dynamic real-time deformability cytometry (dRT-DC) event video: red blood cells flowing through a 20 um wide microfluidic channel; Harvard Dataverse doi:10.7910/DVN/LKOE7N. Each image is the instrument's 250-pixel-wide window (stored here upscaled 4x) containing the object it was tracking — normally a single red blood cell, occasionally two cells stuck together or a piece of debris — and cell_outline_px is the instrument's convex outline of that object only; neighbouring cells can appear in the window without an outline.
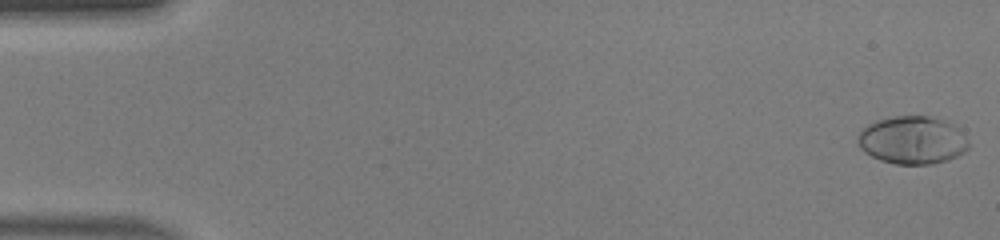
{"species": "human", "species_latin": "Homo sapiens", "temperature_condition": "warm", "stored_images_in_passage": 47, "camera_frame_rate_fps": 3000, "um_per_image_px": 0.085, "donor": {"sex": "male"}, "frame": {"image": 1, "passage_image": 1, "time_ms": 0.0, "image_size_px": [1000, 240], "cell_outline_px": [[968, 148], [964, 152], [948, 160], [932, 164], [896, 164], [880, 160], [864, 152], [860, 148], [856, 140], [860, 132], [868, 124], [876, 120], [896, 116], [928, 116], [952, 124], [956, 128], [968, 144]], "centroid_in_image_um": [77.49, 11.93], "position_along_channel_um": 7.5, "area_um2": 30.52}}
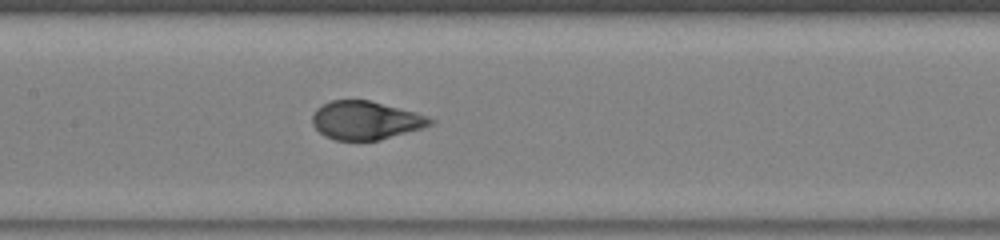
{"frame": {"image": 2, "passage_image": 23, "time_ms": 7.333, "image_size_px": [1000, 240], "cell_outline_px": [[436, 120], [432, 124], [424, 128], [380, 140], [336, 140], [324, 136], [312, 124], [312, 116], [316, 108], [332, 100], [368, 100], [416, 112], [428, 116]], "centroid_in_image_um": [31.1, 10.23], "position_along_channel_um": 176.3, "area_um2": 26.41}}
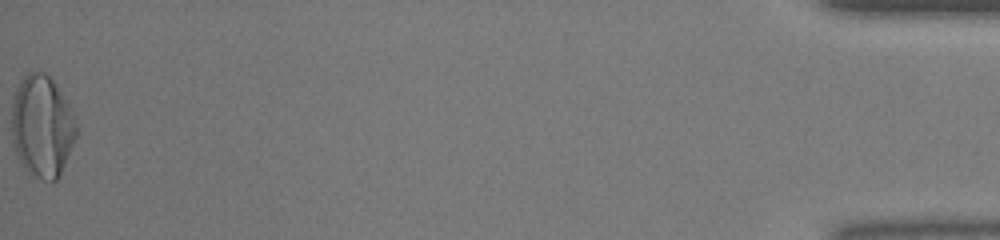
{"frame": {"image": 3, "passage_image": 47, "time_ms": 15.333, "image_size_px": [1000, 240], "cell_outline_px": [[76, 136], [60, 172], [56, 180], [44, 180], [28, 172], [20, 160], [12, 144], [12, 96], [20, 80], [28, 72], [44, 72], [52, 80], [68, 104], [72, 112], [76, 124]], "centroid_in_image_um": [3.54, 10.7], "position_along_channel_um": 431.7, "area_um2": 37.86}, "authors_computed_cell_mechanics": {"area_um2": 28.4954, "velocity_mm_per_s": 4.4391, "shape_relaxation_time_tau1_ms": 2.829, "shape_relaxation_time_tau2_ms": null, "deformation_change_tau1": 0.2035, "deformation_change_tau2": null}}